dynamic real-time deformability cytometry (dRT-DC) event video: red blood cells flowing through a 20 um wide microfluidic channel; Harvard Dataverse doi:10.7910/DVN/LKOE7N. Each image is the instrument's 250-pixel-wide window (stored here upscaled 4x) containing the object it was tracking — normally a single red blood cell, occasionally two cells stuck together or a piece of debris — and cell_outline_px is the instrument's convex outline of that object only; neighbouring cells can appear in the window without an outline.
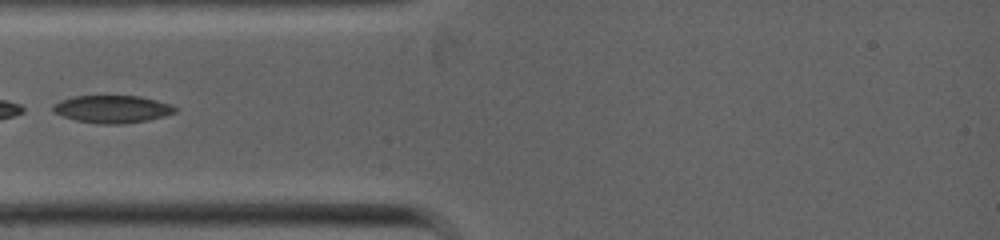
{"species": "common noctule bat (a hibernating species)", "species_latin": "Nyctalus noctula", "temperature_condition": "warm", "stored_images_in_passage": 1, "camera_frame_rate_fps": 5000, "um_per_image_px": 0.085, "animal": {"sex": "female", "body_mass_g": 19.0, "forearm_length_mm": 53.3}, "frame": {"image": 1, "passage_image": 1, "time_ms": 0.0, "image_size_px": [1000, 240], "cell_outline_px": [[176, 112], [164, 116], [148, 120], [120, 124], [96, 124], [76, 120], [52, 112], [52, 104], [60, 100], [76, 96], [140, 96], [172, 104], [176, 108]], "centroid_in_image_um": [9.53, 9.27], "position_along_channel_um": 75.5, "area_um2": 19.65}}